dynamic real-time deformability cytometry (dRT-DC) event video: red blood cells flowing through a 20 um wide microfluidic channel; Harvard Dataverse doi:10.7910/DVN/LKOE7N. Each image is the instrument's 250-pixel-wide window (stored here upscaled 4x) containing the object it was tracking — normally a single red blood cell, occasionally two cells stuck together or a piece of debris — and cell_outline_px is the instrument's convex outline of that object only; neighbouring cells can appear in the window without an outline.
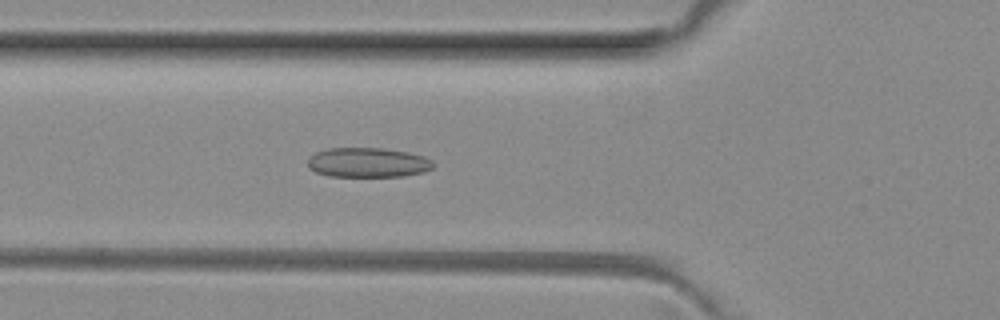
{"species": "common noctule bat (a hibernating species)", "species_latin": "Nyctalus noctula", "temperature_condition": "room temperature", "stored_images_in_passage": 50, "camera_frame_rate_fps": 3000, "um_per_image_px": 0.085, "animal": {"sex": "female", "body_mass_g": 29.2, "forearm_length_mm": 56.3}, "frame": {"image": 1, "passage_image": 17, "time_ms": 5.333, "image_size_px": [1000, 320], "cell_outline_px": [[436, 164], [432, 168], [424, 172], [404, 176], [328, 176], [316, 172], [308, 168], [308, 156], [316, 152], [328, 148], [380, 148], [408, 152], [424, 156], [432, 160]], "centroid_in_image_um": [31.27, 13.81], "position_along_channel_um": 94.5, "area_um2": 21.85}}
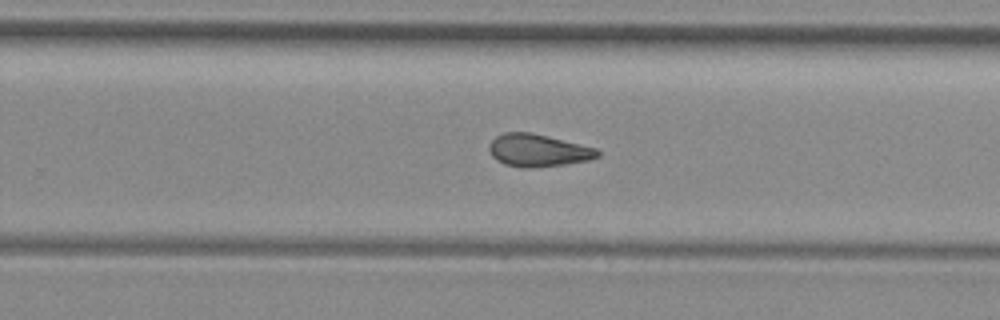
{"frame": {"image": 2, "passage_image": 31, "time_ms": 10.0, "image_size_px": [1000, 320], "cell_outline_px": [[600, 156], [588, 160], [564, 164], [536, 168], [520, 168], [504, 164], [496, 160], [492, 156], [488, 148], [488, 144], [496, 136], [504, 132], [532, 132], [596, 148], [600, 152]], "centroid_in_image_um": [45.7, 12.79], "position_along_channel_um": 284.1, "area_um2": 20.69}}
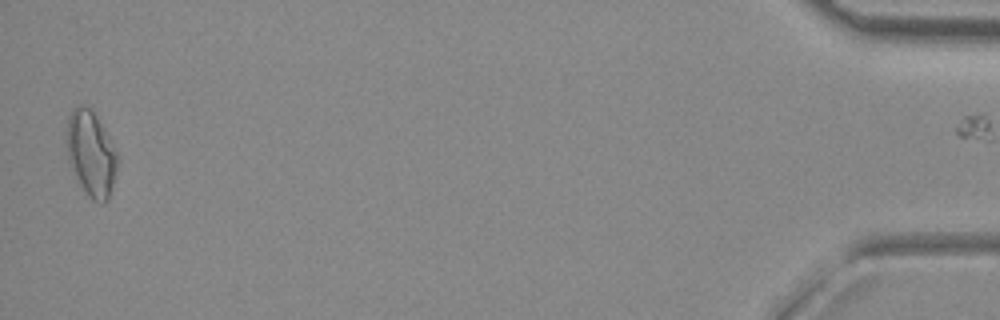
{"frame": {"image": 3, "passage_image": 49, "time_ms": 16.0, "image_size_px": [1000, 320], "cell_outline_px": [[120, 160], [108, 200], [100, 204], [92, 200], [88, 196], [76, 180], [68, 160], [64, 140], [68, 116], [80, 104], [88, 108], [96, 116], [116, 152]], "centroid_in_image_um": [7.71, 13.11], "position_along_channel_um": 427.5, "area_um2": 25.43}, "authors_computed_cell_mechanics": {"area_um2": 21.0392, "velocity_mm_per_s": 4.058, "shape_relaxation_time_tau1_ms": null, "shape_relaxation_time_tau2_ms": 2.8748, "deformation_change_tau1": null, "deformation_change_tau2": 0.0961}}